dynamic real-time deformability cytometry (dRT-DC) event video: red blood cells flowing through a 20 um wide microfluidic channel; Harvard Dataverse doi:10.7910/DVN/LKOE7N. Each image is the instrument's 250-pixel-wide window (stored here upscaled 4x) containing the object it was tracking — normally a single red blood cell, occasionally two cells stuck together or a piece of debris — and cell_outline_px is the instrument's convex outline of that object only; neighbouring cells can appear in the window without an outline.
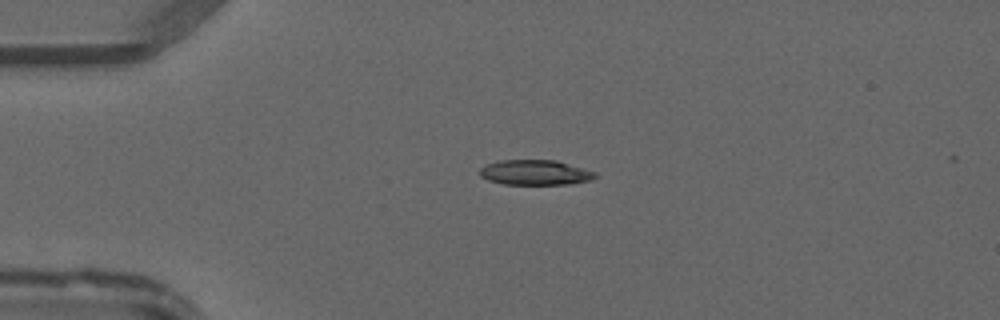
{"species": "common noctule bat (a hibernating species)", "species_latin": "Nyctalus noctula", "temperature_condition": "warm", "stored_images_in_passage": 38, "camera_frame_rate_fps": 3000, "um_per_image_px": 0.085, "animal": {"sex": "male", "forearm_length_mm": 52.5}, "frame": {"image": 1, "passage_image": 2, "time_ms": 0.333, "image_size_px": [1000, 320], "cell_outline_px": [[596, 176], [592, 180], [572, 184], [504, 184], [488, 180], [480, 176], [480, 168], [488, 164], [500, 160], [556, 160], [596, 172]], "centroid_in_image_um": [45.5, 14.66], "position_along_channel_um": 39.5, "area_um2": 16.82}}
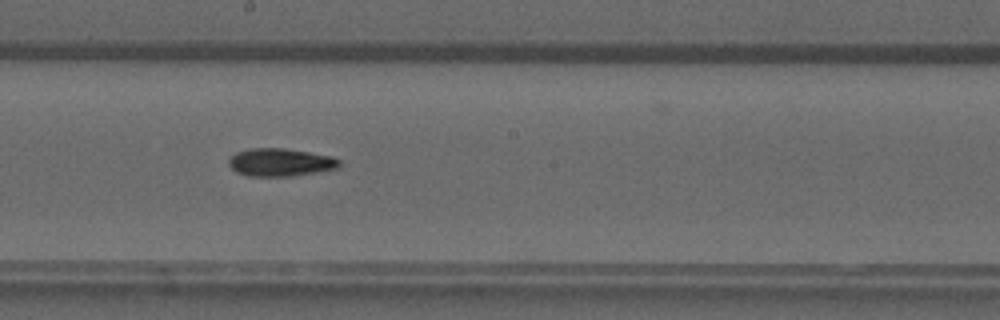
{"frame": {"image": 2, "passage_image": 17, "time_ms": 5.333, "image_size_px": [1000, 320], "cell_outline_px": [[340, 164], [336, 168], [316, 172], [292, 176], [248, 176], [236, 172], [228, 164], [228, 160], [236, 152], [252, 148], [284, 148], [332, 156], [340, 160]], "centroid_in_image_um": [23.81, 13.79], "position_along_channel_um": 224.4, "area_um2": 17.86}}
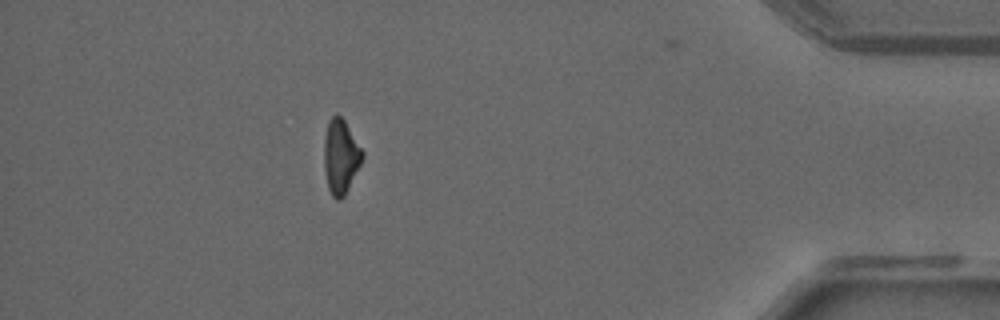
{"frame": {"image": 3, "passage_image": 33, "time_ms": 10.667, "image_size_px": [1000, 320], "cell_outline_px": [[364, 156], [344, 196], [340, 200], [336, 200], [332, 196], [328, 188], [324, 172], [324, 140], [328, 120], [336, 112], [344, 120], [364, 152]], "centroid_in_image_um": [28.94, 13.3], "position_along_channel_um": 406.3, "area_um2": 16.59}}